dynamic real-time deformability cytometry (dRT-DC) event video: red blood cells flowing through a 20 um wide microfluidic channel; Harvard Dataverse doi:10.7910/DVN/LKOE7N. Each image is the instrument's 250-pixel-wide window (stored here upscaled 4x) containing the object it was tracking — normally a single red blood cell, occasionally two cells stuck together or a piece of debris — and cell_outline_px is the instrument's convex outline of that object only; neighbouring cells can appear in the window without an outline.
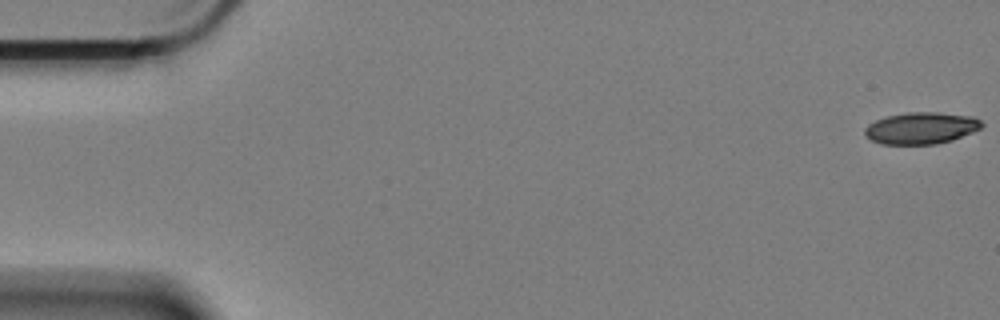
{"species": "Egyptian fruit bat (a non-hibernating species)", "species_latin": "Rousettus aegyptiacus", "temperature_condition": "cold", "stored_images_in_passage": 15, "camera_frame_rate_fps": 3000, "um_per_image_px": 0.085, "animal": {"sex": "female"}, "frame": {"image": 1, "passage_image": 1, "time_ms": 0.0, "image_size_px": [1000, 320], "cell_outline_px": [[984, 124], [980, 128], [972, 132], [952, 140], [936, 144], [880, 144], [864, 136], [864, 128], [868, 124], [884, 116], [908, 112], [940, 112], [972, 116], [980, 120]], "centroid_in_image_um": [78.27, 10.88], "position_along_channel_um": 6.7, "area_um2": 21.79}}
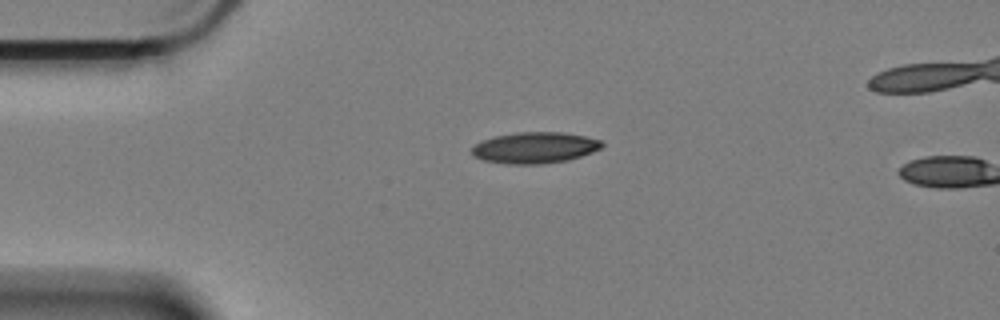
{"frame": {"image": 2, "passage_image": 14, "time_ms": 4.333, "image_size_px": [1000, 320], "cell_outline_px": [[604, 144], [600, 148], [592, 152], [568, 160], [540, 164], [508, 164], [484, 160], [472, 156], [472, 148], [476, 144], [484, 140], [496, 136], [516, 132], [564, 132], [584, 136], [600, 140]], "centroid_in_image_um": [45.46, 12.55], "position_along_channel_um": 39.5, "area_um2": 23.47}}